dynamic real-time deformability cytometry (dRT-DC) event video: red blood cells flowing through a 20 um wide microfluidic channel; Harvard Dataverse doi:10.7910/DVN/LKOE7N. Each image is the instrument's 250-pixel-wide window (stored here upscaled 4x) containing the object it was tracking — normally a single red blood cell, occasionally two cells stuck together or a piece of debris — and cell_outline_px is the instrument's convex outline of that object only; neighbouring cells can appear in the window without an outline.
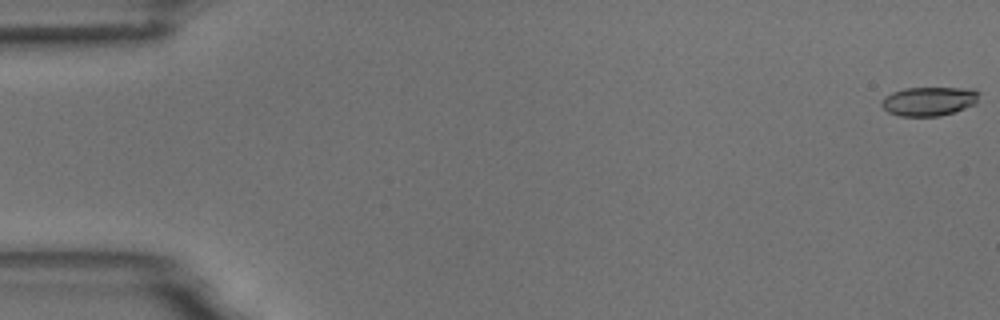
{"species": "common noctule bat (a hibernating species)", "species_latin": "Nyctalus noctula", "temperature_condition": "room temperature", "stored_images_in_passage": 5, "camera_frame_rate_fps": 3000, "um_per_image_px": 0.085, "animal": {"sex": "male", "body_mass_g": 18.8}, "frame": {"image": 1, "passage_image": 1, "time_ms": 0.0, "image_size_px": [1000, 320], "cell_outline_px": [[980, 92], [976, 104], [940, 116], [900, 116], [888, 112], [880, 104], [884, 96], [892, 92], [904, 88], [972, 88]], "centroid_in_image_um": [78.96, 8.6], "position_along_channel_um": 6.0, "area_um2": 16.53}}
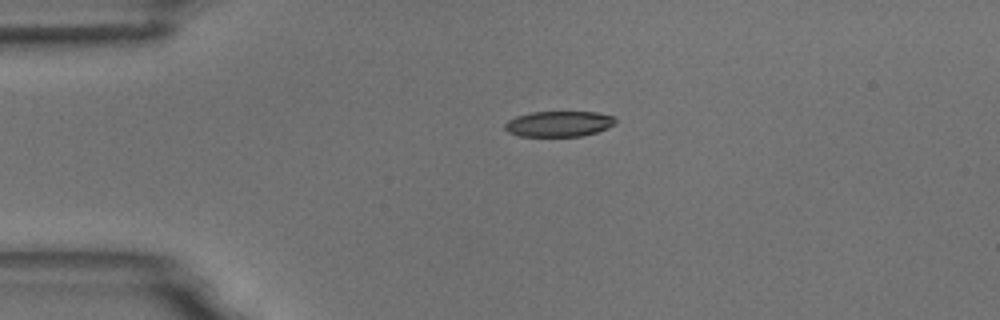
{"frame": {"image": 2, "passage_image": 4, "time_ms": 4.0, "image_size_px": [1000, 320], "cell_outline_px": [[616, 124], [608, 128], [596, 132], [580, 136], [520, 136], [508, 132], [504, 128], [504, 124], [508, 120], [516, 116], [532, 112], [596, 112], [612, 116], [616, 120]], "centroid_in_image_um": [47.49, 10.52], "position_along_channel_um": 37.5, "area_um2": 16.47}}